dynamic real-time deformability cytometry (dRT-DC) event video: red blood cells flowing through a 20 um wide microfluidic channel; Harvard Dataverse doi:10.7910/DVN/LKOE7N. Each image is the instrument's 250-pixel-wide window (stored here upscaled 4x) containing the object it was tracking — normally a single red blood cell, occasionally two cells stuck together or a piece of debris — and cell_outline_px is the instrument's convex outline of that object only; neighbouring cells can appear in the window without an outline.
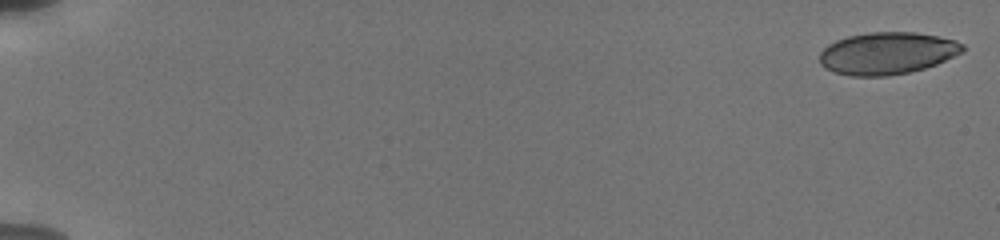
{"species": "human", "species_latin": "Homo sapiens", "temperature_condition": "cold", "stored_images_in_passage": 24, "camera_frame_rate_fps": 3000, "um_per_image_px": 0.085, "donor": {"sex": "male"}, "frame": {"image": 1, "passage_image": 1, "time_ms": 0.0, "image_size_px": [1000, 240], "cell_outline_px": [[964, 52], [936, 64], [924, 68], [908, 72], [888, 76], [852, 76], [836, 72], [824, 68], [820, 64], [820, 52], [828, 44], [836, 40], [848, 36], [868, 32], [916, 32], [956, 40], [964, 44]], "centroid_in_image_um": [75.41, 4.52], "position_along_channel_um": 9.6, "area_um2": 35.2}}
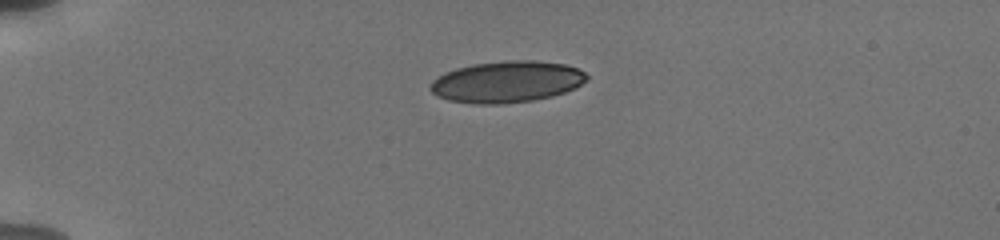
{"frame": {"image": 2, "passage_image": 14, "time_ms": 4.667, "image_size_px": [1000, 240], "cell_outline_px": [[588, 80], [564, 92], [552, 96], [532, 100], [500, 104], [476, 104], [448, 100], [436, 96], [428, 88], [432, 80], [444, 72], [456, 68], [472, 64], [508, 60], [536, 60], [564, 64], [576, 68], [584, 72], [588, 76]], "centroid_in_image_um": [43.03, 6.95], "position_along_channel_um": 42.0, "area_um2": 37.86}}